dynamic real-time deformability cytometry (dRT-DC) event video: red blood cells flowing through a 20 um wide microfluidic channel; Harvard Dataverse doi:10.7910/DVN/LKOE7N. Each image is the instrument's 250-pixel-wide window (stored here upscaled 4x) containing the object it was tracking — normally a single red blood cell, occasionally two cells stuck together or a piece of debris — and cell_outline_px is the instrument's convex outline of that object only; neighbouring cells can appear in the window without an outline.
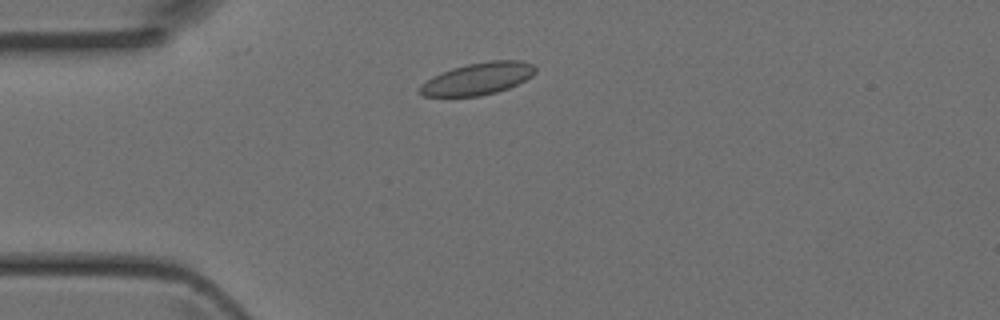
{"species": "Egyptian fruit bat (a non-hibernating species)", "species_latin": "Rousettus aegyptiacus", "temperature_condition": "room temperature", "stored_images_in_passage": 3, "camera_frame_rate_fps": 3000, "um_per_image_px": 0.085, "animal": {"sex": "female"}, "frame": {"image": 1, "passage_image": 2, "time_ms": 0.333, "image_size_px": [1000, 320], "cell_outline_px": [[536, 72], [532, 76], [508, 88], [496, 92], [480, 96], [424, 96], [420, 92], [420, 84], [432, 76], [452, 68], [468, 64], [488, 60], [520, 60], [532, 64], [536, 68]], "centroid_in_image_um": [40.62, 6.68], "position_along_channel_um": 44.4, "area_um2": 21.5}}